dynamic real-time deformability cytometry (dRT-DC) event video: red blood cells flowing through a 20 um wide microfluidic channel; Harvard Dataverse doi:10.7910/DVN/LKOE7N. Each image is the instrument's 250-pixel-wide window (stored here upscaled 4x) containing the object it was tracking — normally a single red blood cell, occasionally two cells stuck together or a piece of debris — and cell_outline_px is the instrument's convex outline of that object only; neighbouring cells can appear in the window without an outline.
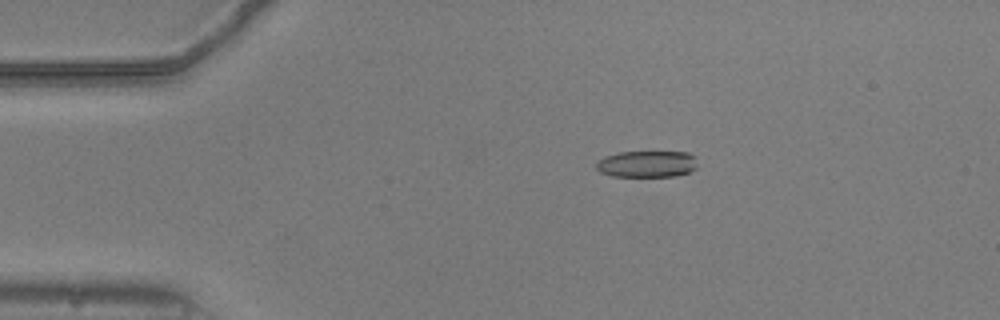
{"species": "common noctule bat (a hibernating species)", "species_latin": "Nyctalus noctula", "temperature_condition": "warm", "stored_images_in_passage": 47, "camera_frame_rate_fps": 3000, "um_per_image_px": 0.085, "animal": {"sex": "male", "body_mass_g": 20.5, "forearm_length_mm": 52.5}, "frame": {"image": 1, "passage_image": 11, "time_ms": 3.333, "image_size_px": [1000, 320], "cell_outline_px": [[696, 168], [688, 172], [676, 176], [612, 176], [600, 172], [596, 168], [596, 164], [604, 156], [620, 152], [688, 152], [696, 156]], "centroid_in_image_um": [55.01, 13.93], "position_along_channel_um": 30.0, "area_um2": 15.66}}
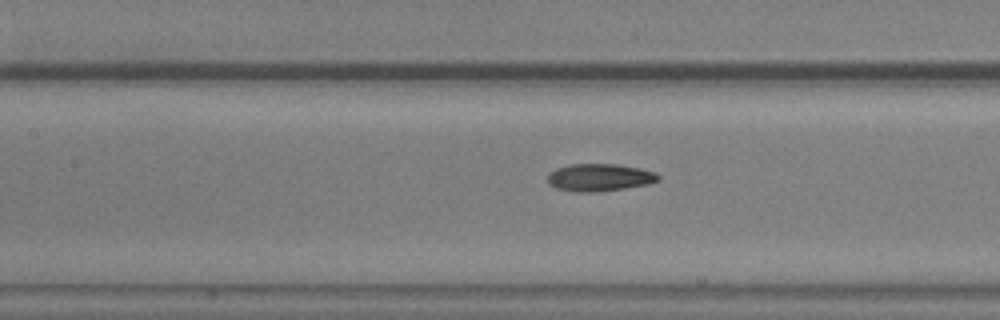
{"frame": {"image": 2, "passage_image": 25, "time_ms": 8.0, "image_size_px": [1000, 320], "cell_outline_px": [[660, 180], [648, 184], [624, 188], [592, 192], [576, 192], [556, 188], [548, 184], [548, 172], [556, 168], [572, 164], [616, 164], [640, 168], [656, 172], [660, 176]], "centroid_in_image_um": [50.95, 15.08], "position_along_channel_um": 156.4, "area_um2": 17.74}}
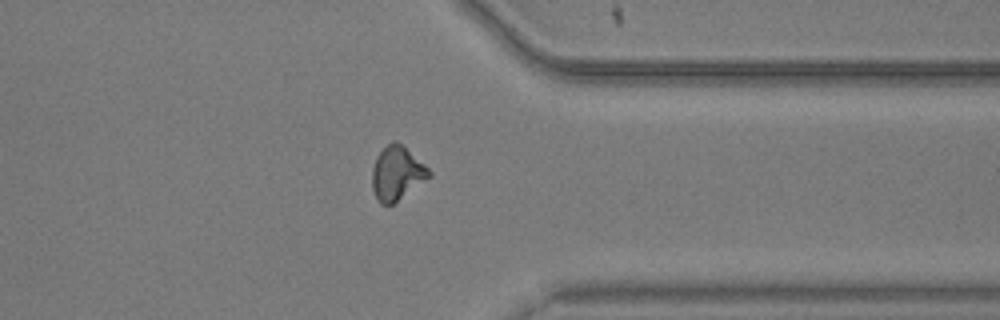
{"frame": {"image": 3, "passage_image": 43, "time_ms": 14.0, "image_size_px": [1000, 320], "cell_outline_px": [[432, 176], [392, 204], [380, 204], [372, 188], [372, 168], [376, 156], [392, 140], [400, 144], [424, 164], [432, 172]], "centroid_in_image_um": [33.73, 14.74], "position_along_channel_um": 377.7, "area_um2": 17.51}}